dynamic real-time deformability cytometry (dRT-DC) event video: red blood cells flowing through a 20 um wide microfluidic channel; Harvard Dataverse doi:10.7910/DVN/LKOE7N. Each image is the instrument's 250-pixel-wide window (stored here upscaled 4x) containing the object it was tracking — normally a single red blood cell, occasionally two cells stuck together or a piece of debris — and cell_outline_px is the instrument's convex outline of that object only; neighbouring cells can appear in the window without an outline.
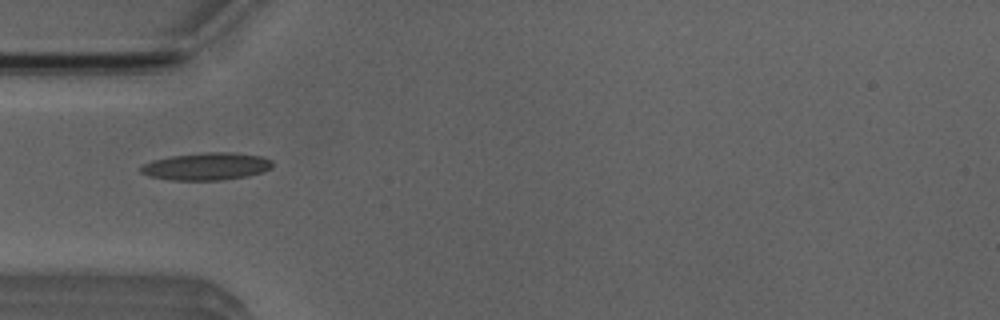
{"species": "Egyptian fruit bat (a non-hibernating species)", "species_latin": "Rousettus aegyptiacus", "temperature_condition": "room temperature", "stored_images_in_passage": 2, "camera_frame_rate_fps": 3000, "um_per_image_px": 0.085, "animal": {"sex": "male"}, "frame": {"image": 1, "passage_image": 1, "time_ms": 0.0, "image_size_px": [1000, 320], "cell_outline_px": [[272, 168], [264, 172], [248, 176], [220, 180], [172, 180], [148, 176], [140, 172], [140, 168], [144, 164], [152, 160], [172, 156], [204, 152], [232, 152], [264, 156], [272, 160]], "centroid_in_image_um": [17.59, 14.14], "position_along_channel_um": 67.4, "area_um2": 21.21}}